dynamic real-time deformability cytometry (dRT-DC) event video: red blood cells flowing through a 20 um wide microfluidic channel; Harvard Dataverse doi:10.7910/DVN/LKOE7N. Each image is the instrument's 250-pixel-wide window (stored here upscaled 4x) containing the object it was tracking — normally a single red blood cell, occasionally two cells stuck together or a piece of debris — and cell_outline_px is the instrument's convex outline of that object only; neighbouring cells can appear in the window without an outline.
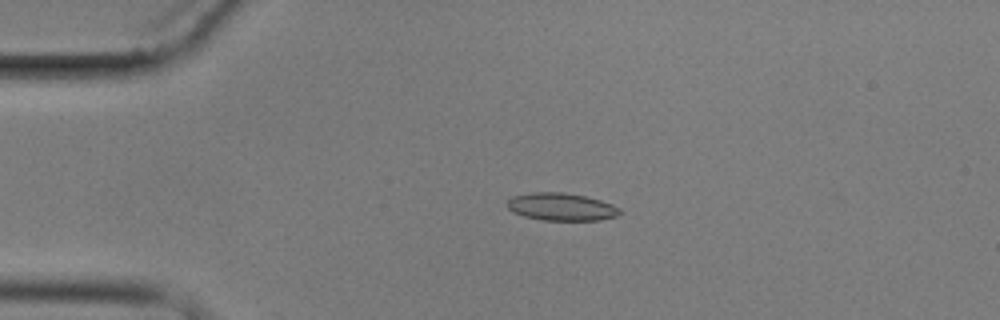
{"species": "common noctule bat (a hibernating species)", "species_latin": "Nyctalus noctula", "temperature_condition": "cold", "stored_images_in_passage": 4, "camera_frame_rate_fps": 3000, "um_per_image_px": 0.085, "animal": {"sex": "male", "body_mass_g": 17.9}, "frame": {"image": 1, "passage_image": 3, "time_ms": 2.333, "image_size_px": [1000, 320], "cell_outline_px": [[624, 212], [616, 216], [600, 220], [540, 220], [524, 216], [512, 212], [508, 208], [508, 200], [512, 196], [532, 192], [564, 192], [584, 196], [600, 200], [612, 204], [620, 208]], "centroid_in_image_um": [47.72, 17.58], "position_along_channel_um": 37.3, "area_um2": 18.21}}